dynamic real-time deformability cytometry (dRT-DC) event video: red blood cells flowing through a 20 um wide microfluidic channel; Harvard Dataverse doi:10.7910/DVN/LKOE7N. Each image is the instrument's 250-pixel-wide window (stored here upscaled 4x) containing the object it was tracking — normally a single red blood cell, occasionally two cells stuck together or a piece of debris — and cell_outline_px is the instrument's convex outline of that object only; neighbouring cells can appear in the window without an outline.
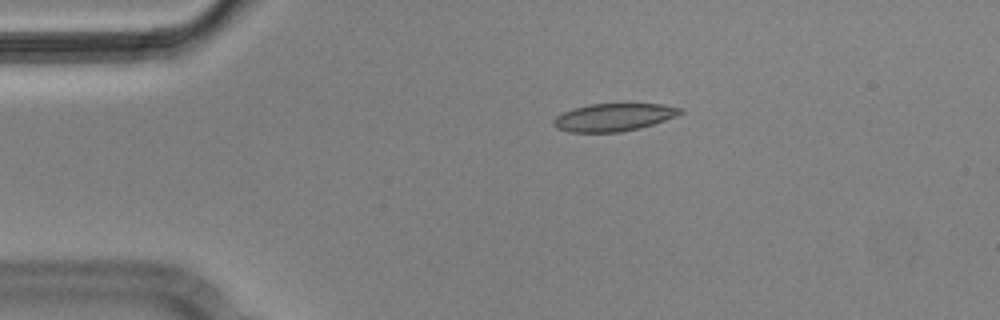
{"species": "Egyptian fruit bat (a non-hibernating species)", "species_latin": "Rousettus aegyptiacus", "temperature_condition": "cold", "stored_images_in_passage": 4, "camera_frame_rate_fps": 3000, "um_per_image_px": 0.085, "animal": {"sex": "male"}, "frame": {"image": 1, "passage_image": 1, "time_ms": 0.0, "image_size_px": [1000, 320], "cell_outline_px": [[684, 112], [676, 116], [640, 128], [620, 132], [568, 132], [556, 128], [552, 124], [552, 120], [556, 116], [564, 112], [576, 108], [592, 104], [664, 104], [684, 108]], "centroid_in_image_um": [52.18, 9.97], "position_along_channel_um": 32.8, "area_um2": 20.4}}